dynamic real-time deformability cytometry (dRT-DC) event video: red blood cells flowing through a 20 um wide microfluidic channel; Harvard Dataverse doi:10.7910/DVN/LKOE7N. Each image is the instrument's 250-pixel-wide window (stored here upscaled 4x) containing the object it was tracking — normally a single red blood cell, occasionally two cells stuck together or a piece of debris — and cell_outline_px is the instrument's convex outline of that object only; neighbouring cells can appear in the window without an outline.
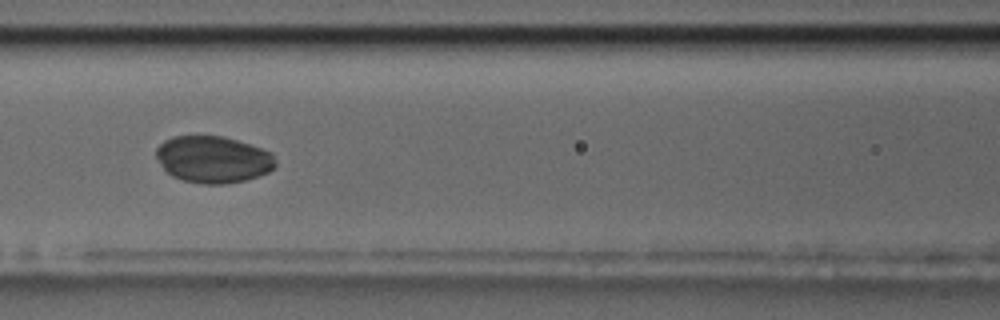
{"species": "common noctule bat (a hibernating species)", "species_latin": "Nyctalus noctula", "temperature_condition": "room temperature", "stored_images_in_passage": 13, "camera_frame_rate_fps": 3000, "um_per_image_px": 0.085, "animal": {"sex": "male", "body_mass_g": 17.5, "forearm_length_mm": 52.3}, "frame": {"image": 1, "passage_image": 6, "time_ms": 1.667, "image_size_px": [1000, 320], "cell_outline_px": [[276, 164], [268, 172], [244, 180], [224, 184], [204, 184], [184, 180], [172, 176], [164, 168], [156, 156], [156, 148], [164, 140], [172, 136], [224, 136], [272, 152]], "centroid_in_image_um": [18.1, 13.54], "position_along_channel_um": 148.5, "area_um2": 32.25}}
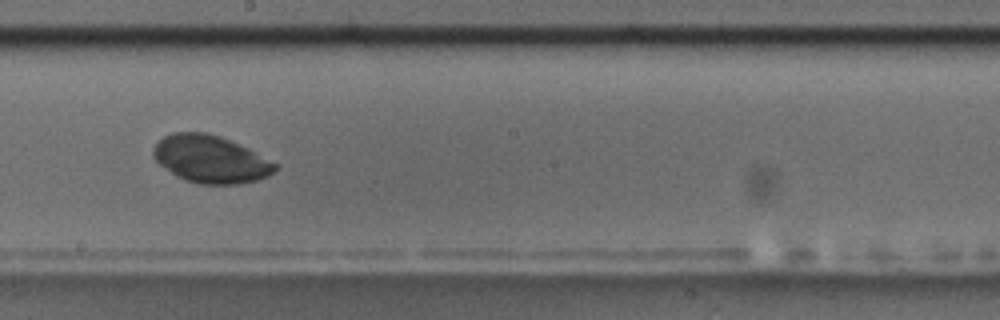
{"frame": {"image": 2, "passage_image": 8, "time_ms": 2.333, "image_size_px": [1000, 320], "cell_outline_px": [[276, 168], [268, 176], [256, 180], [240, 184], [200, 184], [184, 180], [176, 176], [160, 164], [152, 156], [152, 148], [156, 140], [172, 132], [208, 132], [220, 136], [248, 148], [276, 164]], "centroid_in_image_um": [17.83, 13.52], "position_along_channel_um": 230.4, "area_um2": 33.7}}